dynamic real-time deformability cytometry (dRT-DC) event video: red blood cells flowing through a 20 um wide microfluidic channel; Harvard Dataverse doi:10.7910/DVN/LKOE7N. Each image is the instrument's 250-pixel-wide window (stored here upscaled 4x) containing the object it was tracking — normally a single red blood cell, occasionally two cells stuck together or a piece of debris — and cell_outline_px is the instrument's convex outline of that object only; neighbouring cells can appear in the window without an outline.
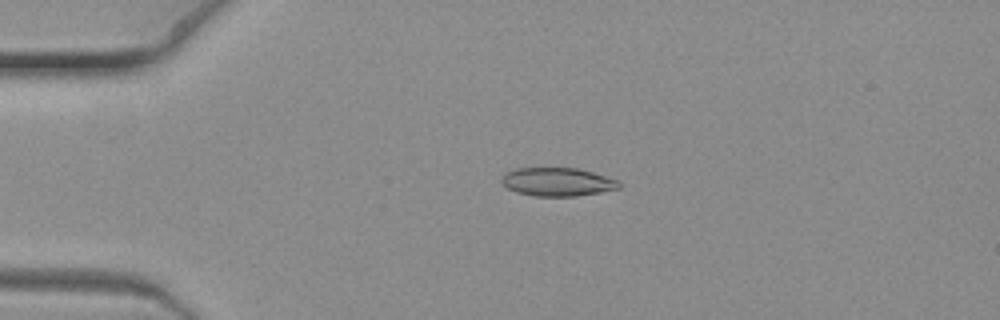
{"species": "common noctule bat (a hibernating species)", "species_latin": "Nyctalus noctula", "temperature_condition": "warm", "stored_images_in_passage": 8, "camera_frame_rate_fps": 3000, "um_per_image_px": 0.085, "animal": {"sex": "female", "body_mass_g": 19.3, "forearm_length_mm": 54.1}, "frame": {"image": 1, "passage_image": 6, "time_ms": 1.667, "image_size_px": [1000, 320], "cell_outline_px": [[620, 188], [600, 192], [576, 196], [536, 196], [516, 192], [508, 188], [500, 180], [500, 176], [504, 172], [516, 168], [576, 168], [592, 172], [616, 180], [620, 184]], "centroid_in_image_um": [47.32, 15.45], "position_along_channel_um": 37.7, "area_um2": 19.36}}